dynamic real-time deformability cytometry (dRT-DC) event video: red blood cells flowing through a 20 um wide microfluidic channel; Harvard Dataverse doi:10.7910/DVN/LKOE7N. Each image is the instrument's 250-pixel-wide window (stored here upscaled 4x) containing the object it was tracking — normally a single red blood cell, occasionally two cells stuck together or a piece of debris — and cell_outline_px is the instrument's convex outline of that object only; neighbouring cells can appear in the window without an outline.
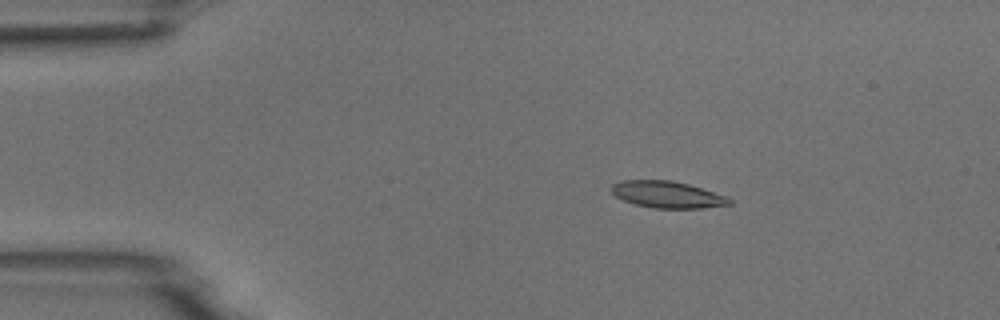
{"species": "common noctule bat (a hibernating species)", "species_latin": "Nyctalus noctula", "temperature_condition": "room temperature", "stored_images_in_passage": 3, "camera_frame_rate_fps": 3000, "um_per_image_px": 0.085, "animal": {"sex": "male", "body_mass_g": 18.8}, "frame": {"image": 1, "passage_image": 1, "time_ms": 0.0, "image_size_px": [1000, 320], "cell_outline_px": [[732, 204], [700, 208], [656, 208], [636, 204], [624, 200], [616, 196], [612, 192], [612, 184], [620, 180], [672, 180], [688, 184], [728, 196], [732, 200]], "centroid_in_image_um": [56.75, 16.53], "position_along_channel_um": 28.3, "area_um2": 18.26}}
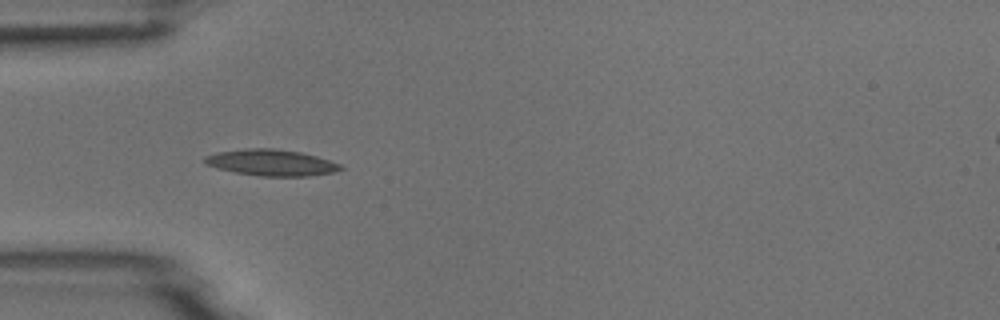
{"frame": {"image": 2, "passage_image": 3, "time_ms": 2.333, "image_size_px": [1000, 320], "cell_outline_px": [[344, 168], [336, 172], [308, 176], [260, 176], [236, 172], [216, 168], [204, 164], [204, 156], [216, 152], [244, 148], [272, 148], [300, 152], [316, 156], [340, 164]], "centroid_in_image_um": [23.03, 13.82], "position_along_channel_um": 62.0, "area_um2": 20.87}}